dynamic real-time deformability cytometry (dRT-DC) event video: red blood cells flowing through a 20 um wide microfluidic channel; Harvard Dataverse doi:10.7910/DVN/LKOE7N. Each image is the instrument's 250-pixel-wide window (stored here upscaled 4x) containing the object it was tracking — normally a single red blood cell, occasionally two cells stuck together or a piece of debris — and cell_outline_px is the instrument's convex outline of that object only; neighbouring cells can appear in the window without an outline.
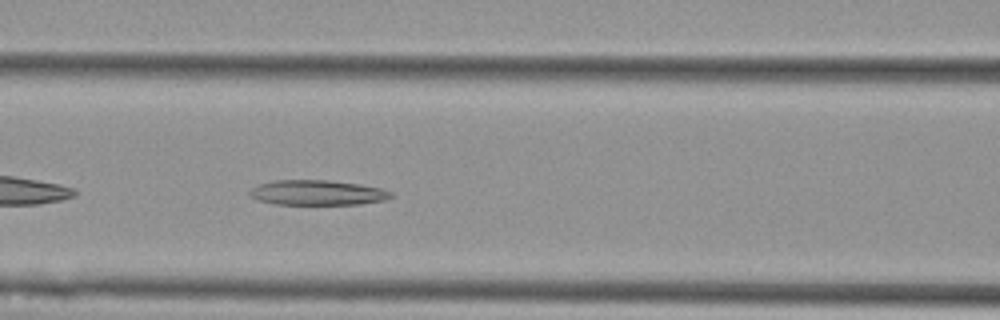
{"species": "Egyptian fruit bat (a non-hibernating species)", "species_latin": "Rousettus aegyptiacus", "temperature_condition": "cold", "stored_images_in_passage": 40, "camera_frame_rate_fps": 3000, "um_per_image_px": 0.085, "animal": {"sex": "female"}, "frame": {"image": 1, "passage_image": 8, "time_ms": 2.333, "image_size_px": [1000, 320], "cell_outline_px": [[396, 196], [384, 200], [360, 204], [276, 204], [260, 200], [252, 196], [248, 192], [252, 188], [260, 184], [276, 180], [328, 180], [360, 184], [380, 188], [392, 192]], "centroid_in_image_um": [27.03, 16.37], "position_along_channel_um": 139.6, "area_um2": 20.46}}
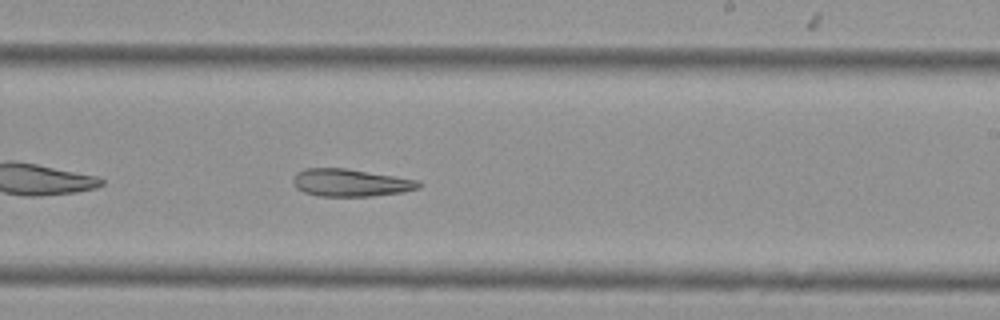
{"frame": {"image": 2, "passage_image": 18, "time_ms": 5.667, "image_size_px": [1000, 320], "cell_outline_px": [[424, 184], [420, 188], [404, 192], [372, 196], [320, 196], [304, 192], [296, 188], [292, 180], [292, 176], [296, 172], [304, 168], [344, 168], [420, 180]], "centroid_in_image_um": [29.81, 15.53], "position_along_channel_um": 259.2, "area_um2": 20.35}}
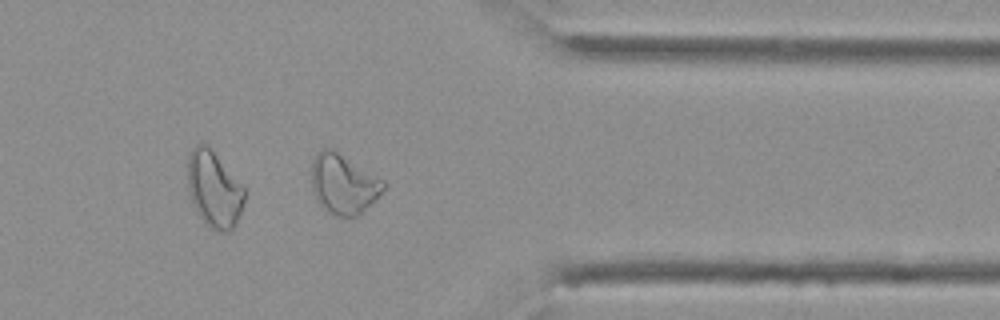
{"frame": {"image": 3, "passage_image": 29, "time_ms": 9.333, "image_size_px": [1000, 320], "cell_outline_px": [[388, 184], [356, 216], [336, 216], [328, 212], [320, 204], [312, 192], [312, 160], [316, 152], [324, 148], [332, 148], [384, 180]], "centroid_in_image_um": [29.15, 15.6], "position_along_channel_um": 382.3, "area_um2": 24.68}}